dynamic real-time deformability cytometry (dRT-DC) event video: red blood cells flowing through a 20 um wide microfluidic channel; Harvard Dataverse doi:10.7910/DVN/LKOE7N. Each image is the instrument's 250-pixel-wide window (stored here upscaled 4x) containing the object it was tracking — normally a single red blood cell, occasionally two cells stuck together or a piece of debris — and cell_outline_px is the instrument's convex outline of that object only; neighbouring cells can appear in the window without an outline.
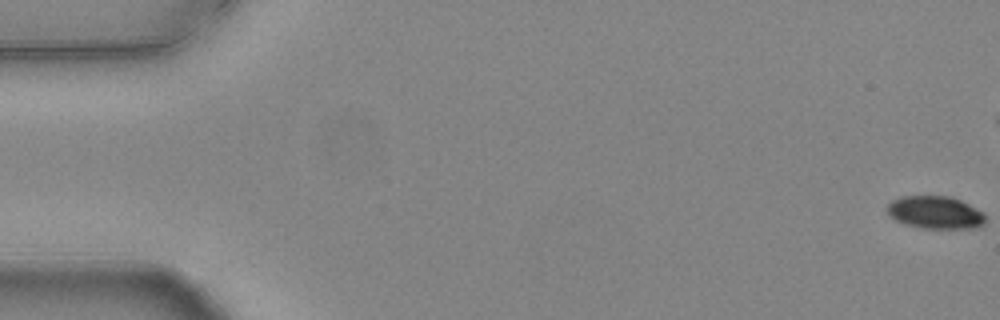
{"species": "common noctule bat (a hibernating species)", "species_latin": "Nyctalus noctula", "temperature_condition": "warm", "stored_images_in_passage": 45, "camera_frame_rate_fps": 3000, "um_per_image_px": 0.085, "animal": {"sex": "female", "body_mass_g": 24.6, "forearm_length_mm": 56.2}, "frame": {"image": 1, "passage_image": 1, "time_ms": 0.0, "image_size_px": [1000, 320], "cell_outline_px": [[984, 224], [976, 228], [920, 228], [904, 224], [888, 216], [888, 204], [892, 200], [904, 196], [948, 196], [960, 200], [984, 212]], "centroid_in_image_um": [79.49, 18.06], "position_along_channel_um": 5.5, "area_um2": 18.67}}
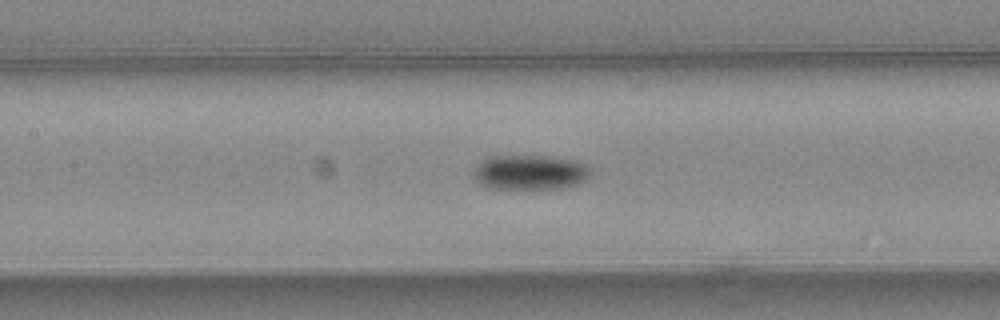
{"frame": {"image": 2, "passage_image": 26, "time_ms": 8.333, "image_size_px": [1000, 320], "cell_outline_px": [[592, 172], [588, 180], [580, 184], [560, 188], [488, 188], [480, 184], [472, 176], [472, 172], [480, 160], [488, 156], [548, 156], [576, 160], [592, 168]], "centroid_in_image_um": [45.07, 14.64], "position_along_channel_um": 162.3, "area_um2": 24.16}}
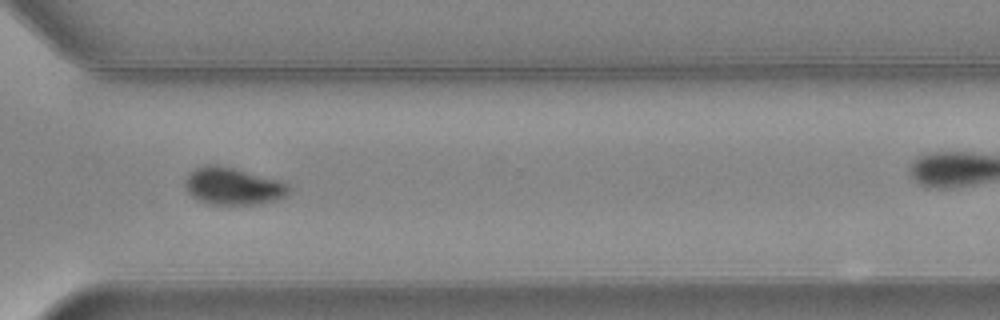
{"frame": {"image": 3, "passage_image": 41, "time_ms": 13.333, "image_size_px": [1000, 320], "cell_outline_px": [[292, 188], [288, 196], [276, 200], [260, 204], [208, 204], [192, 196], [188, 192], [184, 184], [184, 180], [188, 172], [196, 168], [208, 164], [216, 164], [284, 180]], "centroid_in_image_um": [19.86, 15.81], "position_along_channel_um": 350.7, "area_um2": 22.95}}